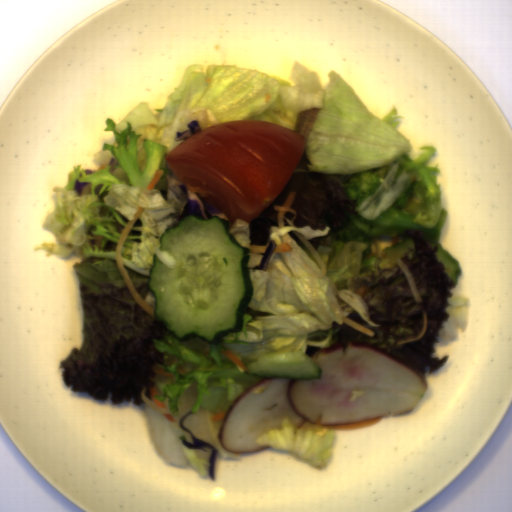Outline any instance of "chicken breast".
<instances>
[{
  "label": "chicken breast",
  "instance_id": "chicken-breast-1",
  "mask_svg": "<svg viewBox=\"0 0 512 512\" xmlns=\"http://www.w3.org/2000/svg\"><path fill=\"white\" fill-rule=\"evenodd\" d=\"M321 378L265 376L241 392L221 421L219 442L225 451L248 454L268 449L256 439L281 429L284 417L299 428L305 420L329 430L368 428L390 413L415 409L428 388L425 378L392 354L364 342L341 343L315 352Z\"/></svg>",
  "mask_w": 512,
  "mask_h": 512
},
{
  "label": "chicken breast",
  "instance_id": "chicken-breast-2",
  "mask_svg": "<svg viewBox=\"0 0 512 512\" xmlns=\"http://www.w3.org/2000/svg\"><path fill=\"white\" fill-rule=\"evenodd\" d=\"M320 108L300 111L294 128V132L303 138H307L313 130Z\"/></svg>",
  "mask_w": 512,
  "mask_h": 512
}]
</instances>
